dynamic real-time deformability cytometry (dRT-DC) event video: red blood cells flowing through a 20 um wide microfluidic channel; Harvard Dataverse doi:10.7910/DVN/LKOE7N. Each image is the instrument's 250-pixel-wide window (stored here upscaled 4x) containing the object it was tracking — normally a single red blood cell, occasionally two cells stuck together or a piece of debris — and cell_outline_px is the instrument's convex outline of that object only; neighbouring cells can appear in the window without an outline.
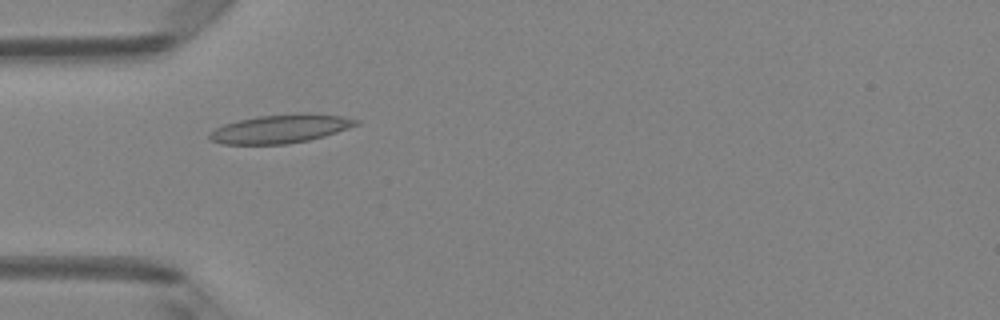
{"species": "Egyptian fruit bat (a non-hibernating species)", "species_latin": "Rousettus aegyptiacus", "temperature_condition": "room temperature", "stored_images_in_passage": 7, "camera_frame_rate_fps": 3000, "um_per_image_px": 0.085, "animal": {"sex": "female"}, "frame": {"image": 1, "passage_image": 5, "time_ms": 1.333, "image_size_px": [1000, 320], "cell_outline_px": [[360, 124], [324, 136], [308, 140], [288, 144], [220, 144], [208, 140], [208, 132], [224, 124], [240, 120], [260, 116], [300, 112], [308, 112], [340, 116], [360, 120]], "centroid_in_image_um": [23.83, 10.94], "position_along_channel_um": 61.2, "area_um2": 24.57}}
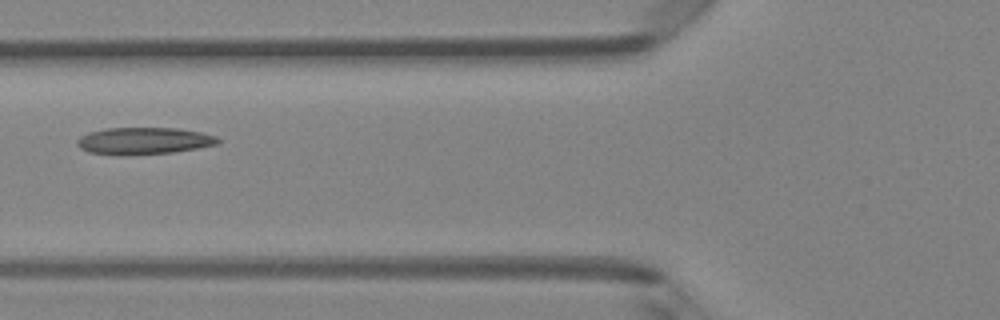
{"frame": {"image": 2, "passage_image": 6, "time_ms": 1.667, "image_size_px": [1000, 320], "cell_outline_px": [[220, 144], [172, 152], [88, 152], [80, 148], [76, 144], [76, 140], [80, 136], [88, 132], [104, 128], [176, 128], [200, 132], [216, 136], [220, 140]], "centroid_in_image_um": [12.26, 11.91], "position_along_channel_um": 113.5, "area_um2": 21.1}}
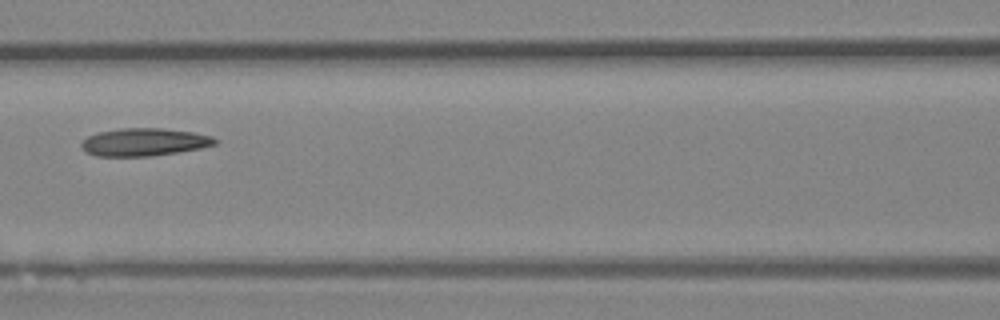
{"frame": {"image": 3, "passage_image": 7, "time_ms": 2.0, "image_size_px": [1000, 320], "cell_outline_px": [[216, 144], [200, 148], [152, 156], [96, 156], [88, 152], [80, 144], [88, 136], [100, 132], [120, 128], [160, 128], [192, 132], [212, 136], [216, 140]], "centroid_in_image_um": [12.26, 12.07], "position_along_channel_um": 154.3, "area_um2": 21.27}}